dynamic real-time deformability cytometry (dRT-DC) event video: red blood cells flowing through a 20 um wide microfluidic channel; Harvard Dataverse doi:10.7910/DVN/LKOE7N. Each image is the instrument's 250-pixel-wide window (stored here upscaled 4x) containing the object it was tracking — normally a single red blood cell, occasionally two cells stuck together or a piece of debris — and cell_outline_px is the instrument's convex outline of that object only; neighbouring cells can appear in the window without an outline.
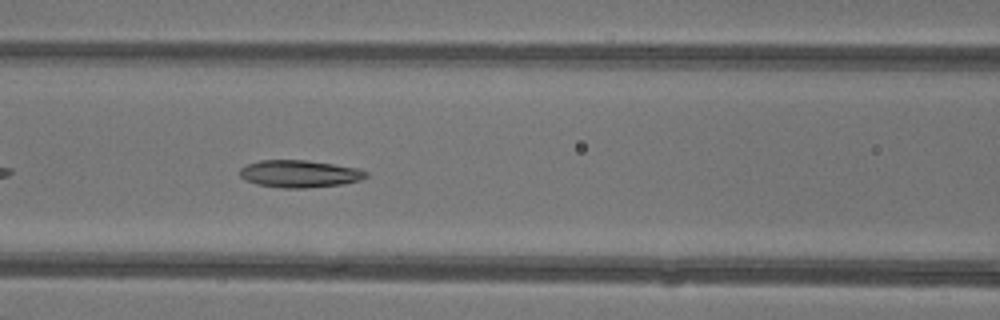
{"species": "common noctule bat (a hibernating species)", "species_latin": "Nyctalus noctula", "temperature_condition": "warm", "stored_images_in_passage": 35, "camera_frame_rate_fps": 3000, "um_per_image_px": 0.085, "animal": {"sex": "female"}, "frame": {"image": 1, "passage_image": 9, "time_ms": 2.667, "image_size_px": [1000, 320], "cell_outline_px": [[368, 176], [360, 180], [344, 184], [304, 188], [284, 188], [256, 184], [240, 176], [240, 168], [248, 164], [260, 160], [308, 160], [356, 168], [368, 172]], "centroid_in_image_um": [25.47, 14.77], "position_along_channel_um": 141.1, "area_um2": 19.94}}
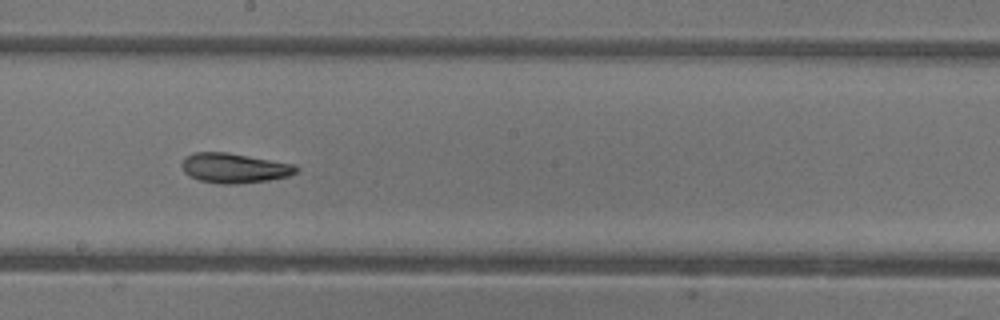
{"frame": {"image": 2, "passage_image": 15, "time_ms": 4.667, "image_size_px": [1000, 320], "cell_outline_px": [[300, 168], [296, 172], [288, 176], [268, 180], [236, 184], [220, 184], [200, 180], [188, 176], [184, 172], [180, 164], [184, 156], [192, 152], [228, 152], [296, 164]], "centroid_in_image_um": [19.89, 14.27], "position_along_channel_um": 228.3, "area_um2": 20.17}}
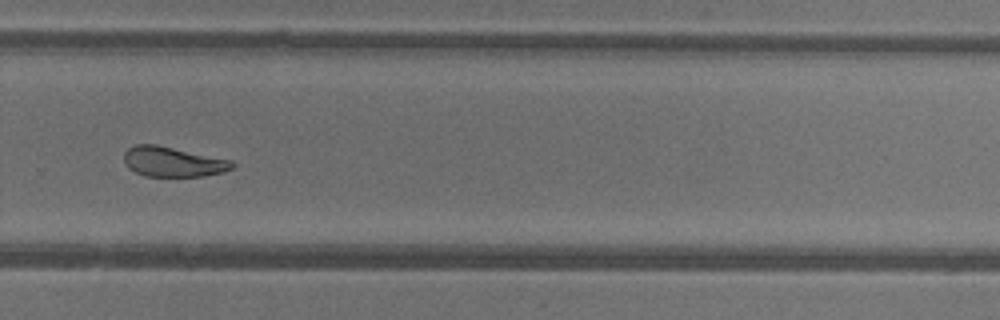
{"frame": {"image": 3, "passage_image": 21, "time_ms": 6.667, "image_size_px": [1000, 320], "cell_outline_px": [[236, 164], [232, 168], [224, 172], [200, 176], [144, 176], [128, 168], [124, 160], [124, 152], [128, 148], [136, 144], [156, 144], [232, 160]], "centroid_in_image_um": [14.69, 13.74], "position_along_channel_um": 315.1, "area_um2": 18.9}, "authors_computed_cell_mechanics": {"area_um2": 20.1722, "velocity_mm_per_s": 4.3689, "shape_relaxation_time_tau1_ms": 6.5901, "shape_relaxation_time_tau2_ms": 3.4544, "deformation_change_tau1": 0.1971, "deformation_change_tau2": 0.1089}}